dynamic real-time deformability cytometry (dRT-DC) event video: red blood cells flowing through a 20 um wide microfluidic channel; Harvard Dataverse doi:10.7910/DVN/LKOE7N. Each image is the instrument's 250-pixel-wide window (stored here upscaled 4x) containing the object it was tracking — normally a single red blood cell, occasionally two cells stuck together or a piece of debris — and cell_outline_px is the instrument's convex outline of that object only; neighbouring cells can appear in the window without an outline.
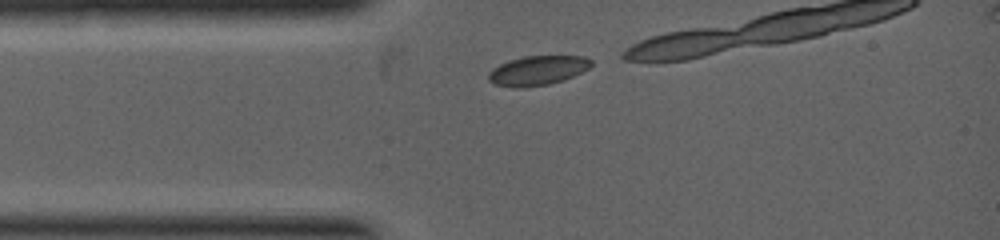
{"species": "common noctule bat (a hibernating species)", "species_latin": "Nyctalus noctula", "temperature_condition": "warm", "stored_images_in_passage": 3, "camera_frame_rate_fps": 5000, "um_per_image_px": 0.085, "animal": {"sex": "female", "body_mass_g": 19.0, "forearm_length_mm": 53.3}, "frame": {"image": 1, "passage_image": 1, "time_ms": 0.0, "image_size_px": [1000, 240], "cell_outline_px": [[592, 64], [588, 68], [564, 80], [548, 84], [520, 88], [512, 88], [496, 84], [488, 80], [488, 72], [492, 68], [508, 60], [524, 56], [584, 56], [592, 60]], "centroid_in_image_um": [45.66, 5.99], "position_along_channel_um": 39.3, "area_um2": 17.63}}